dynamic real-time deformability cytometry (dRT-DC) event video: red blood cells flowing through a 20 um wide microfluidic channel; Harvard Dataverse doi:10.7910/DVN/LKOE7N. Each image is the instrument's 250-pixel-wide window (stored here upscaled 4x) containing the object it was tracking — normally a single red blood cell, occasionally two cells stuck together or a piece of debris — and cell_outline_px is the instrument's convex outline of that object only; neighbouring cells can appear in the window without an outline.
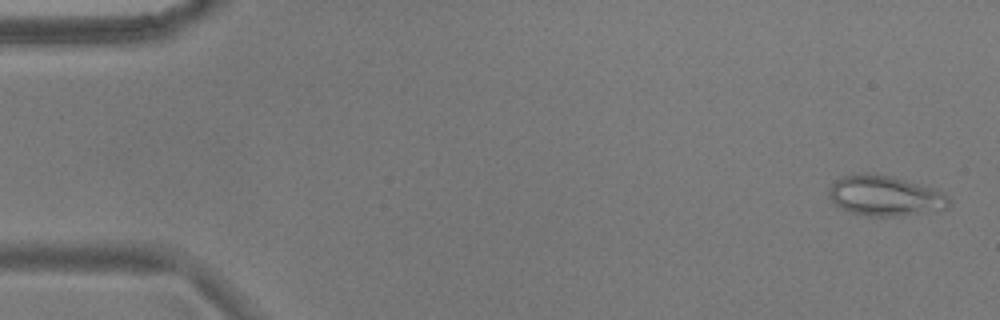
{"species": "common noctule bat (a hibernating species)", "species_latin": "Nyctalus noctula", "temperature_condition": "warm", "stored_images_in_passage": 54, "camera_frame_rate_fps": 3000, "um_per_image_px": 0.085, "animal": {"sex": "male", "body_mass_g": 17.9}, "frame": {"image": 1, "passage_image": 2, "time_ms": 0.333, "image_size_px": [1000, 320], "cell_outline_px": [[952, 204], [948, 208], [892, 216], [868, 216], [852, 212], [840, 208], [828, 196], [828, 188], [840, 176], [852, 172], [876, 172], [892, 176], [936, 188], [944, 192], [952, 200]], "centroid_in_image_um": [75.22, 16.59], "position_along_channel_um": 9.8, "area_um2": 28.67}}
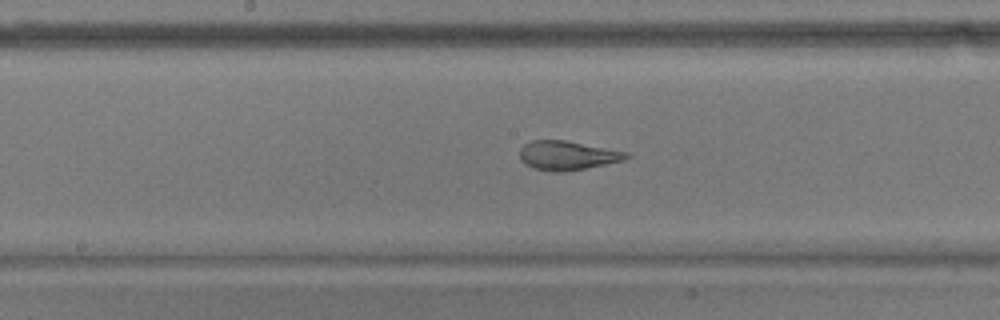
{"frame": {"image": 2, "passage_image": 28, "time_ms": 9.0, "image_size_px": [1000, 320], "cell_outline_px": [[632, 156], [624, 160], [584, 168], [560, 172], [556, 172], [532, 168], [524, 164], [520, 160], [520, 148], [524, 144], [532, 140], [564, 140], [628, 152]], "centroid_in_image_um": [48.2, 13.21], "position_along_channel_um": 200.0, "area_um2": 17.98}}
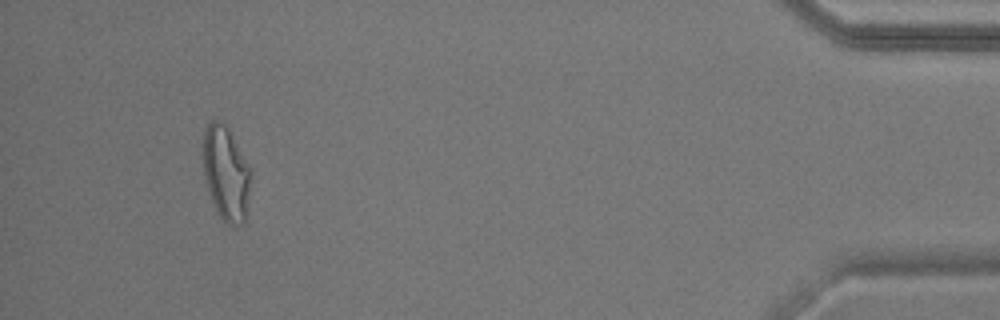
{"frame": {"image": 3, "passage_image": 51, "time_ms": 16.667, "image_size_px": [1000, 320], "cell_outline_px": [[248, 188], [244, 224], [228, 224], [220, 216], [212, 200], [204, 176], [204, 132], [208, 124], [212, 120], [216, 120], [224, 124], [228, 128], [248, 168]], "centroid_in_image_um": [19.16, 14.73], "position_along_channel_um": 416.0, "area_um2": 24.68}, "authors_computed_cell_mechanics": {"area_um2": 22.1374, "velocity_mm_per_s": 3.6967, "shape_relaxation_time_tau1_ms": null, "shape_relaxation_time_tau2_ms": 1.0214, "deformation_change_tau1": null, "deformation_change_tau2": 0.0947}}